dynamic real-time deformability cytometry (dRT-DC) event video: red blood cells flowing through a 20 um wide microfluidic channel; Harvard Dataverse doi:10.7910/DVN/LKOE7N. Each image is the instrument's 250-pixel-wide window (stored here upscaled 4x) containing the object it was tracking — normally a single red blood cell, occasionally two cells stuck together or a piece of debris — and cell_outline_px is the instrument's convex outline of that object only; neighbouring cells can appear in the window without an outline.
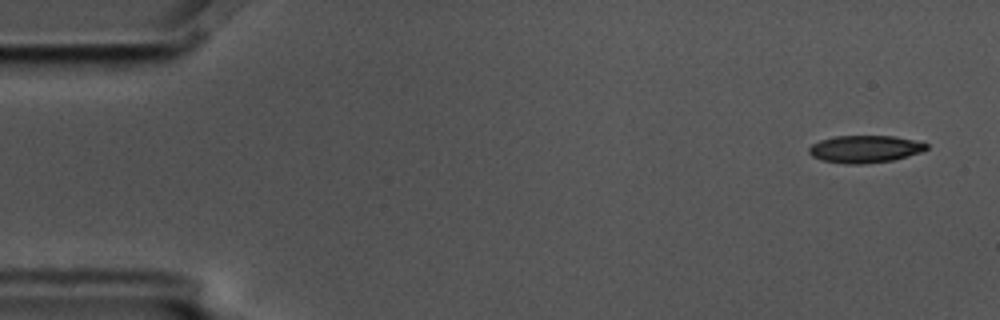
{"species": "common noctule bat (a hibernating species)", "species_latin": "Nyctalus noctula", "temperature_condition": "cold", "stored_images_in_passage": 4, "camera_frame_rate_fps": 3000, "um_per_image_px": 0.085, "animal": {"sex": "male", "body_mass_g": 17.5, "forearm_length_mm": 52.3}, "frame": {"image": 1, "passage_image": 1, "time_ms": 0.0, "image_size_px": [1000, 320], "cell_outline_px": [[928, 148], [920, 152], [892, 160], [860, 164], [848, 164], [820, 160], [812, 156], [808, 152], [808, 148], [812, 144], [820, 140], [836, 136], [892, 136], [912, 140], [928, 144]], "centroid_in_image_um": [73.46, 12.67], "position_along_channel_um": 11.5, "area_um2": 18.5}}
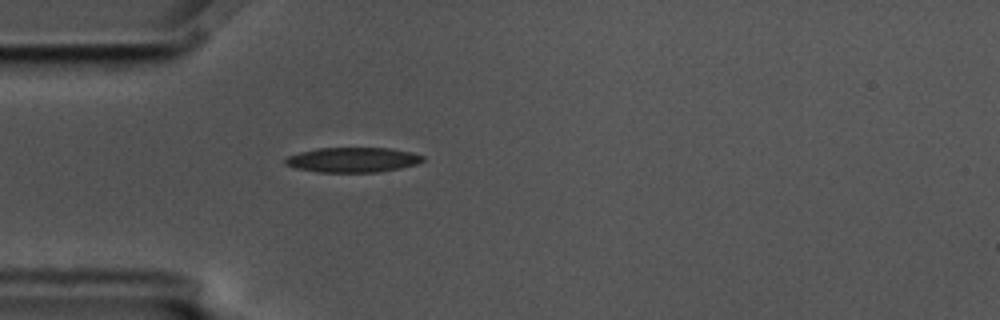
{"frame": {"image": 2, "passage_image": 4, "time_ms": 1.0, "image_size_px": [1000, 320], "cell_outline_px": [[424, 160], [416, 164], [400, 168], [380, 172], [316, 172], [296, 168], [284, 164], [284, 160], [288, 156], [300, 152], [316, 148], [392, 148], [412, 152], [424, 156]], "centroid_in_image_um": [29.98, 13.58], "position_along_channel_um": 55.0, "area_um2": 20.06}}